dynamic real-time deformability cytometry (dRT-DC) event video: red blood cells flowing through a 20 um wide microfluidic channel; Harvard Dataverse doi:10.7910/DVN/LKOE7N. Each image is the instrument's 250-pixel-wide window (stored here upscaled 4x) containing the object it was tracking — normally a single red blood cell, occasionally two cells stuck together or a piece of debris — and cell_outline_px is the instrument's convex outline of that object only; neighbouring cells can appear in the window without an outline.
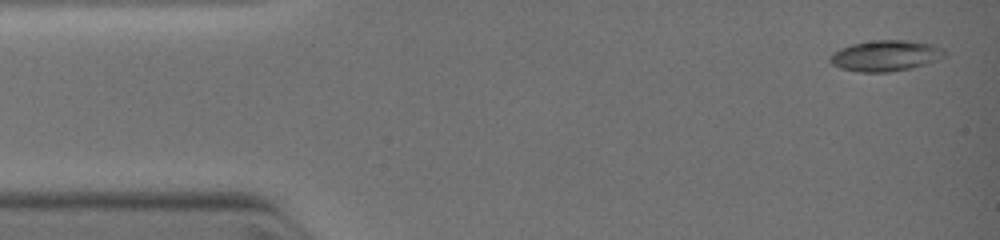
{"species": "common noctule bat (a hibernating species)", "species_latin": "Nyctalus noctula", "temperature_condition": "warm", "stored_images_in_passage": 10, "camera_frame_rate_fps": 3000, "um_per_image_px": 0.085, "animal": {"sex": "female", "body_mass_g": 19.0, "forearm_length_mm": 51.5}, "frame": {"image": 1, "passage_image": 1, "time_ms": 0.0, "image_size_px": [1000, 240], "cell_outline_px": [[948, 52], [944, 56], [924, 64], [912, 68], [888, 72], [860, 72], [840, 68], [832, 64], [828, 60], [828, 56], [832, 52], [840, 48], [852, 44], [872, 40], [908, 40], [932, 44], [944, 48]], "centroid_in_image_um": [75.24, 4.73], "position_along_channel_um": 9.8, "area_um2": 20.75}}
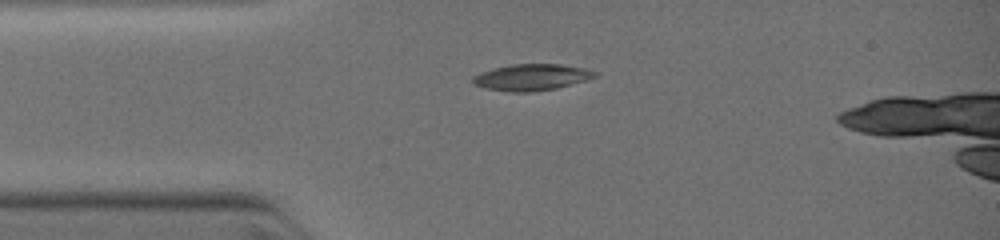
{"frame": {"image": 2, "passage_image": 7, "time_ms": 2.333, "image_size_px": [1000, 240], "cell_outline_px": [[600, 72], [596, 76], [584, 80], [556, 88], [532, 92], [508, 92], [484, 88], [472, 84], [472, 76], [480, 72], [492, 68], [512, 64], [560, 64], [584, 68]], "centroid_in_image_um": [45.13, 6.56], "position_along_channel_um": 39.9, "area_um2": 18.9}}
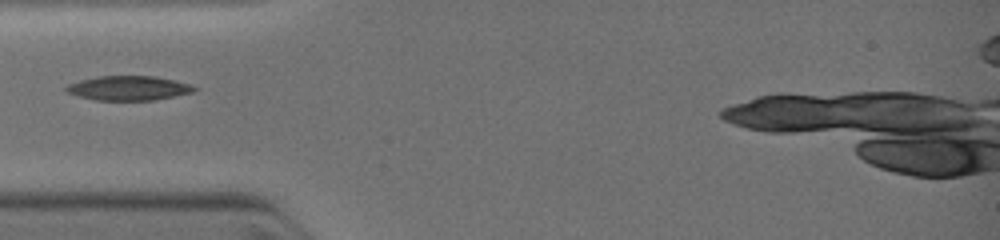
{"frame": {"image": 3, "passage_image": 9, "time_ms": 3.333, "image_size_px": [1000, 240], "cell_outline_px": [[196, 88], [192, 92], [152, 100], [96, 100], [64, 92], [64, 88], [68, 84], [80, 80], [100, 76], [152, 76], [172, 80], [188, 84]], "centroid_in_image_um": [10.84, 7.49], "position_along_channel_um": 74.2, "area_um2": 17.86}}